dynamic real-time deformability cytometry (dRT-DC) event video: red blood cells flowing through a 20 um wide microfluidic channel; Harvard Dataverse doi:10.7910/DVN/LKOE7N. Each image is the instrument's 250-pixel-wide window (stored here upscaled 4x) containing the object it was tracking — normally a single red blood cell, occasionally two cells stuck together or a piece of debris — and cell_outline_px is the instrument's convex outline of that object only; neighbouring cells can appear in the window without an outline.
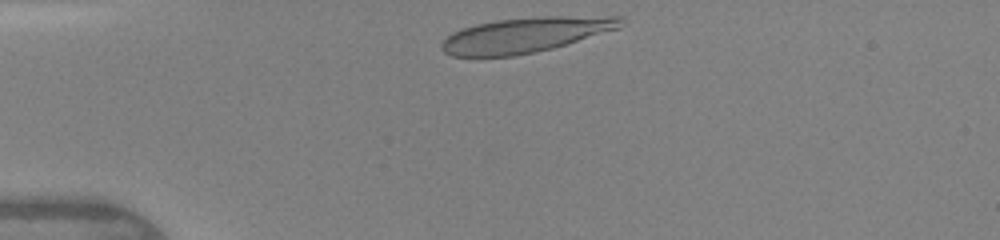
{"species": "human", "species_latin": "Homo sapiens", "temperature_condition": "warm", "stored_images_in_passage": 4, "camera_frame_rate_fps": 3000, "um_per_image_px": 0.085, "donor": {"sex": "female"}, "frame": {"image": 1, "passage_image": 1, "time_ms": 0.0, "image_size_px": [1000, 240], "cell_outline_px": [[624, 16], [620, 28], [552, 48], [536, 52], [516, 56], [452, 56], [444, 52], [440, 48], [440, 44], [452, 32], [476, 24], [496, 20], [544, 16]], "centroid_in_image_um": [44.66, 2.96], "position_along_channel_um": 40.3, "area_um2": 36.53}}
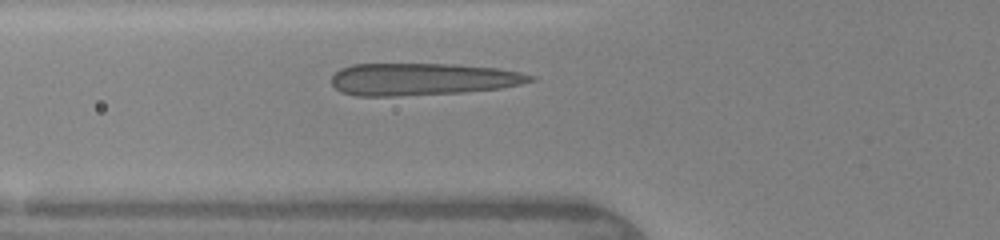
{"frame": {"image": 2, "passage_image": 4, "time_ms": 2.0, "image_size_px": [1000, 240], "cell_outline_px": [[536, 80], [520, 84], [500, 88], [464, 92], [392, 96], [356, 96], [340, 92], [332, 84], [332, 76], [340, 68], [352, 64], [456, 64], [496, 68], [520, 72], [536, 76]], "centroid_in_image_um": [35.9, 6.73], "position_along_channel_um": 89.9, "area_um2": 37.4}}